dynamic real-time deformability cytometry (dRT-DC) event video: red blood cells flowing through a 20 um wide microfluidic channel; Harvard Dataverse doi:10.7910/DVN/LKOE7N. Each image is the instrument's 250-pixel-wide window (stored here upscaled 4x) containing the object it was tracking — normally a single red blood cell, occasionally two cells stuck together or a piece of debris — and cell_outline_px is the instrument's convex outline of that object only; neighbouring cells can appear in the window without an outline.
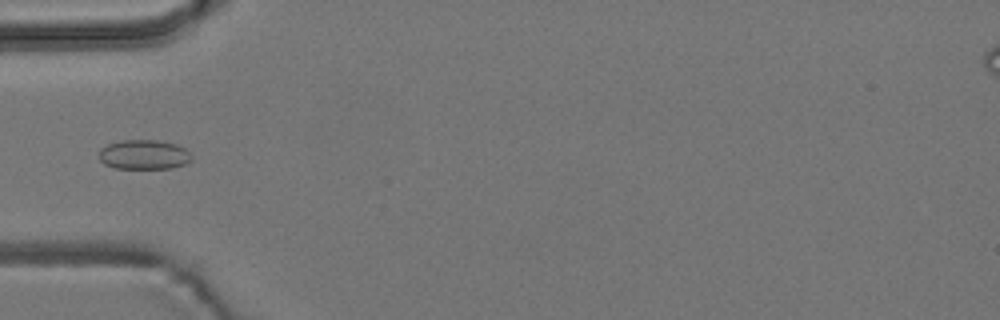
{"species": "common noctule bat (a hibernating species)", "species_latin": "Nyctalus noctula", "temperature_condition": "room temperature", "stored_images_in_passage": 5, "camera_frame_rate_fps": 3000, "um_per_image_px": 0.085, "animal": {"sex": "male", "body_mass_g": 19.2, "forearm_length_mm": 51.8}, "frame": {"image": 1, "passage_image": 5, "time_ms": 5.333, "image_size_px": [1000, 320], "cell_outline_px": [[192, 160], [184, 164], [172, 168], [116, 168], [104, 164], [100, 160], [100, 148], [108, 144], [120, 140], [156, 140], [176, 144], [184, 148], [192, 156]], "centroid_in_image_um": [12.23, 13.14], "position_along_channel_um": 72.8, "area_um2": 15.9}}